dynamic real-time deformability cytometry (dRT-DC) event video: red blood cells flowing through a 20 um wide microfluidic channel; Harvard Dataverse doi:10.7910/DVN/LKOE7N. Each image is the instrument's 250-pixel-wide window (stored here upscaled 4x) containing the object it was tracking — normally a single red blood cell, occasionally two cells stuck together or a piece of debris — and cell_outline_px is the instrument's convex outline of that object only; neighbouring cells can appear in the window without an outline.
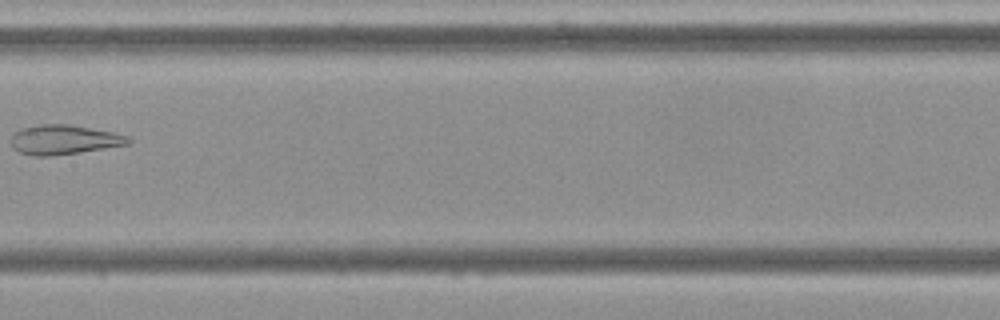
{"species": "Egyptian fruit bat (a non-hibernating species)", "species_latin": "Rousettus aegyptiacus", "temperature_condition": "cold", "stored_images_in_passage": 8, "camera_frame_rate_fps": 3000, "um_per_image_px": 0.085, "frame": {"image": 1, "passage_image": 7, "time_ms": 8.0, "image_size_px": [1000, 320], "cell_outline_px": [[132, 140], [128, 144], [80, 152], [52, 156], [32, 156], [20, 152], [12, 148], [12, 132], [20, 128], [36, 124], [68, 124], [112, 132], [128, 136]], "centroid_in_image_um": [5.38, 11.87], "position_along_channel_um": 202.0, "area_um2": 20.23}}
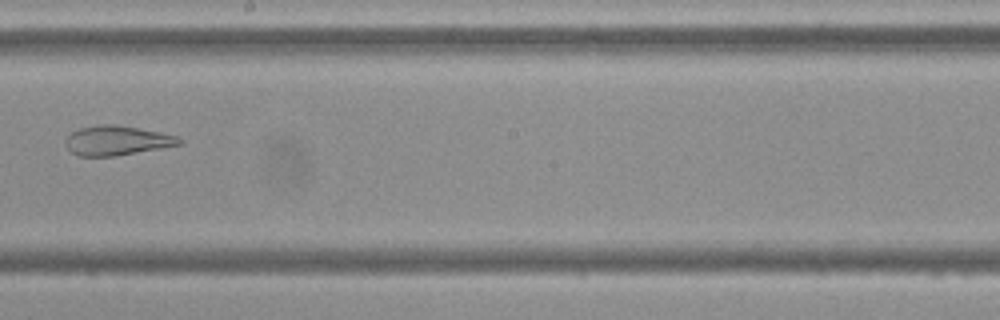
{"frame": {"image": 2, "passage_image": 8, "time_ms": 9.0, "image_size_px": [1000, 320], "cell_outline_px": [[184, 144], [116, 156], [80, 156], [72, 152], [64, 144], [64, 140], [72, 132], [80, 128], [100, 124], [112, 124], [160, 132], [176, 136], [184, 140]], "centroid_in_image_um": [9.95, 11.95], "position_along_channel_um": 238.3, "area_um2": 19.54}}